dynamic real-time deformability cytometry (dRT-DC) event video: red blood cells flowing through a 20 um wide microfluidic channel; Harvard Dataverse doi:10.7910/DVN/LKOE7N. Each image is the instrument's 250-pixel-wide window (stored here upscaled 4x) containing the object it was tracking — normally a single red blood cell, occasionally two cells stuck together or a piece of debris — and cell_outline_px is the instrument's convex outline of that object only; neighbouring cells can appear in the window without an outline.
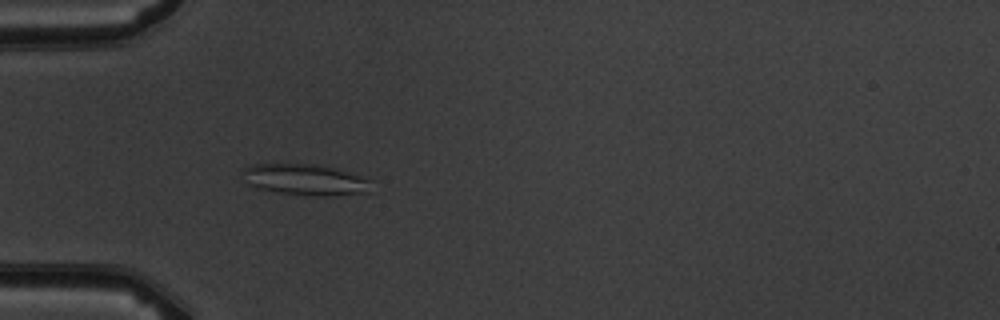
{"species": "common noctule bat (a hibernating species)", "species_latin": "Nyctalus noctula", "temperature_condition": "warm", "stored_images_in_passage": 3, "camera_frame_rate_fps": 3000, "um_per_image_px": 0.085, "animal": {"sex": "male", "body_mass_g": 19.5, "forearm_length_mm": 54.6}, "frame": {"image": 1, "passage_image": 3, "time_ms": 2.667, "image_size_px": [1000, 320], "cell_outline_px": [[372, 192], [328, 196], [320, 196], [276, 192], [260, 188], [248, 184], [244, 172], [244, 168], [252, 164], [312, 164], [332, 168], [360, 176], [368, 180]], "centroid_in_image_um": [25.95, 15.28], "position_along_channel_um": 59.0, "area_um2": 22.77}}